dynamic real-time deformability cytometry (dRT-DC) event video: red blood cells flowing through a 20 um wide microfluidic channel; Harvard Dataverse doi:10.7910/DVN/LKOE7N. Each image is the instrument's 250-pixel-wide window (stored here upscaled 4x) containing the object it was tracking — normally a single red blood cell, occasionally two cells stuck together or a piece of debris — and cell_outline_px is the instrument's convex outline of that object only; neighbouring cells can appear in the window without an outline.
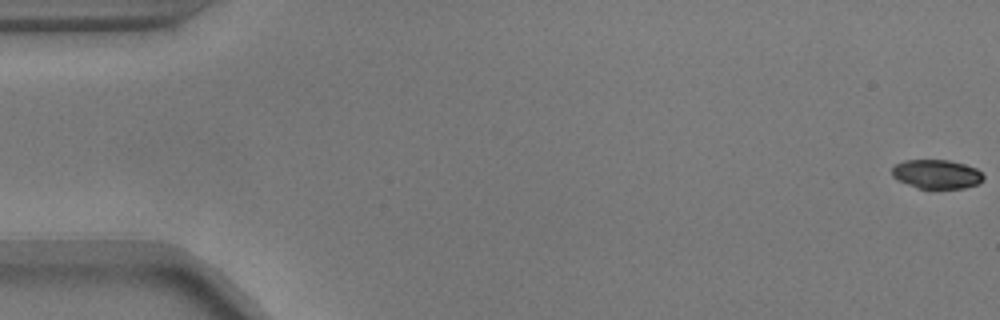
{"species": "common noctule bat (a hibernating species)", "species_latin": "Nyctalus noctula", "temperature_condition": "warm", "stored_images_in_passage": 55, "camera_frame_rate_fps": 3000, "um_per_image_px": 0.085, "animal": {"sex": "male", "body_mass_g": 17.9}, "frame": {"image": 1, "passage_image": 1, "time_ms": 0.0, "image_size_px": [1000, 320], "cell_outline_px": [[984, 180], [980, 184], [964, 188], [916, 188], [896, 180], [892, 176], [892, 168], [896, 164], [904, 160], [948, 160], [964, 164], [976, 168], [984, 176]], "centroid_in_image_um": [79.61, 14.81], "position_along_channel_um": 5.4, "area_um2": 15.61}}
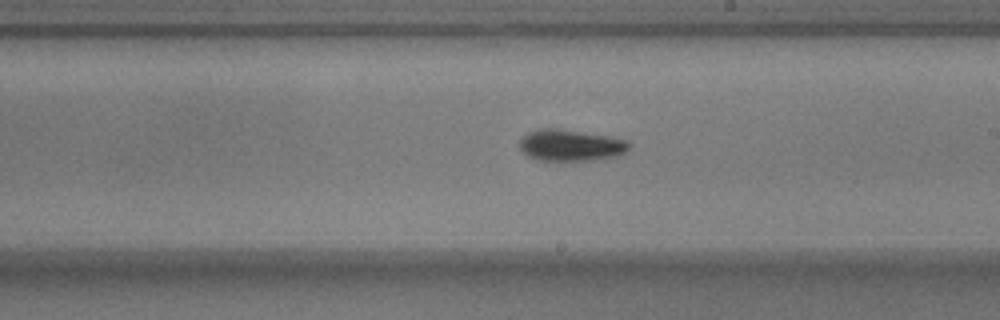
{"frame": {"image": 2, "passage_image": 32, "time_ms": 10.333, "image_size_px": [1000, 320], "cell_outline_px": [[632, 144], [624, 152], [616, 156], [592, 160], [540, 160], [528, 156], [520, 148], [520, 140], [528, 132], [540, 128], [556, 128], [608, 136], [624, 140]], "centroid_in_image_um": [48.49, 12.34], "position_along_channel_um": 240.5, "area_um2": 19.77}}
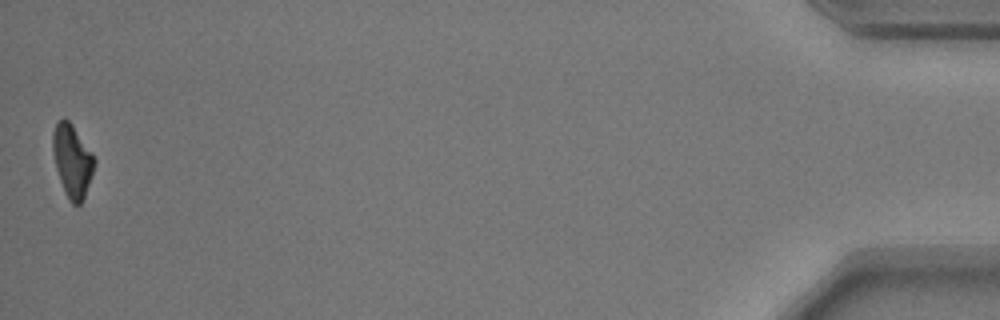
{"frame": {"image": 3, "passage_image": 55, "time_ms": 18.0, "image_size_px": [1000, 320], "cell_outline_px": [[96, 160], [84, 196], [80, 204], [72, 204], [68, 200], [64, 192], [56, 168], [52, 148], [52, 132], [56, 120], [64, 116], [72, 124]], "centroid_in_image_um": [6.1, 13.62], "position_along_channel_um": 429.1, "area_um2": 17.46}, "authors_computed_cell_mechanics": {"area_um2": 18.3226, "velocity_mm_per_s": 3.6982, "shape_relaxation_time_tau1_ms": 2.1011, "shape_relaxation_time_tau2_ms": 6.8306, "deformation_change_tau1": 0.179, "deformation_change_tau2": 0.1474}}